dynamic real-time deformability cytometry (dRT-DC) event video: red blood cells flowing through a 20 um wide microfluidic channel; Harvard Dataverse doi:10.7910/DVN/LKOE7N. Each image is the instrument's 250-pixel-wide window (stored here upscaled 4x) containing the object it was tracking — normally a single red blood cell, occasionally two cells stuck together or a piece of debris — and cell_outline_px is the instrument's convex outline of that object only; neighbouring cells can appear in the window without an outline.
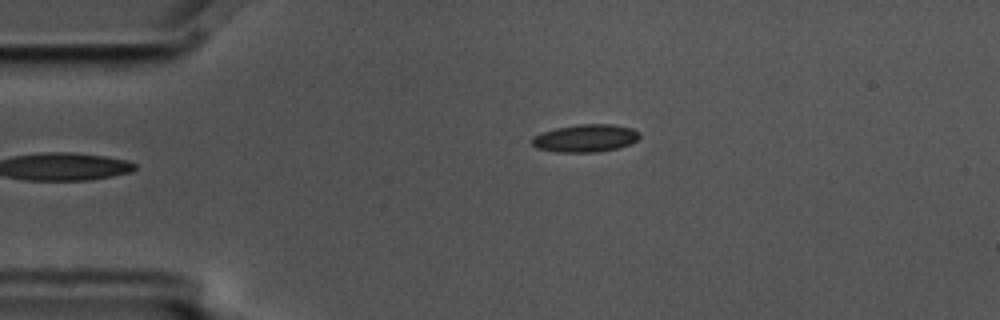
{"species": "common noctule bat (a hibernating species)", "species_latin": "Nyctalus noctula", "temperature_condition": "cold", "stored_images_in_passage": 3, "camera_frame_rate_fps": 3000, "um_per_image_px": 0.085, "animal": {"sex": "male", "body_mass_g": 17.5, "forearm_length_mm": 52.3}, "frame": {"image": 1, "passage_image": 3, "time_ms": 0.667, "image_size_px": [1000, 320], "cell_outline_px": [[640, 136], [636, 140], [628, 144], [616, 148], [596, 152], [556, 152], [536, 148], [532, 144], [532, 136], [556, 128], [580, 124], [612, 124], [632, 128], [640, 132]], "centroid_in_image_um": [49.75, 11.74], "position_along_channel_um": 35.3, "area_um2": 17.22}}